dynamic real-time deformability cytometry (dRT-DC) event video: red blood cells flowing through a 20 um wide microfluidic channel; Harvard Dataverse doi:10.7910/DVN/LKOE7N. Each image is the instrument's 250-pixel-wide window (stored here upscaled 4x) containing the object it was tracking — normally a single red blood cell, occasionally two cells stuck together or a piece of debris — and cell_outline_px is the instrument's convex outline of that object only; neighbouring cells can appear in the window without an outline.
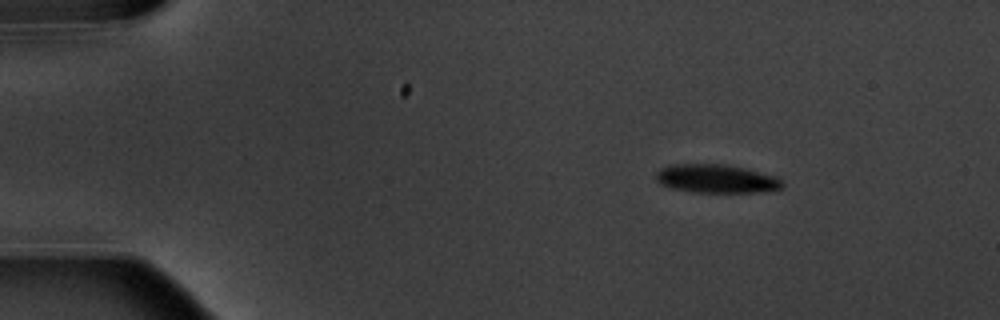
{"species": "common noctule bat (a hibernating species)", "species_latin": "Nyctalus noctula", "temperature_condition": "warm", "stored_images_in_passage": 4, "camera_frame_rate_fps": 3000, "um_per_image_px": 0.085, "animal": {"sex": "male", "body_mass_g": 20.1, "forearm_length_mm": 53.5}, "frame": {"image": 1, "passage_image": 1, "time_ms": 0.0, "image_size_px": [1000, 320], "cell_outline_px": [[784, 184], [780, 188], [760, 192], [692, 192], [672, 188], [660, 184], [656, 180], [656, 172], [660, 168], [672, 164], [724, 164], [748, 168], [776, 176], [784, 180]], "centroid_in_image_um": [60.9, 15.18], "position_along_channel_um": 24.1, "area_um2": 21.21}}
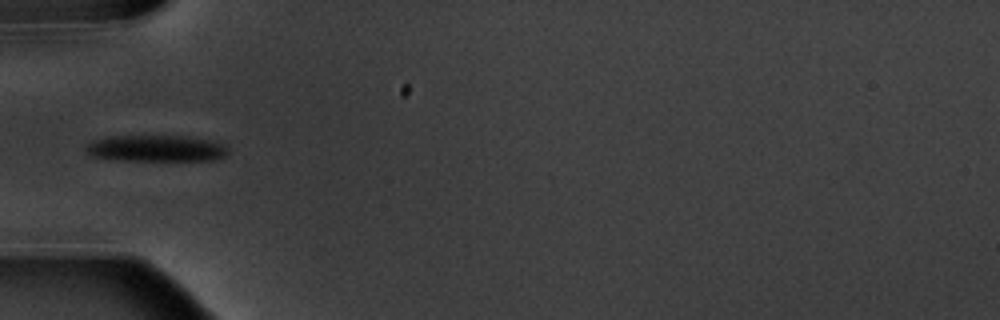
{"frame": {"image": 2, "passage_image": 4, "time_ms": 3.667, "image_size_px": [1000, 320], "cell_outline_px": [[228, 152], [224, 156], [212, 160], [124, 160], [92, 156], [84, 152], [84, 144], [92, 140], [108, 136], [192, 136], [212, 140], [224, 144], [228, 148]], "centroid_in_image_um": [13.24, 12.59], "position_along_channel_um": 71.8, "area_um2": 22.14}}